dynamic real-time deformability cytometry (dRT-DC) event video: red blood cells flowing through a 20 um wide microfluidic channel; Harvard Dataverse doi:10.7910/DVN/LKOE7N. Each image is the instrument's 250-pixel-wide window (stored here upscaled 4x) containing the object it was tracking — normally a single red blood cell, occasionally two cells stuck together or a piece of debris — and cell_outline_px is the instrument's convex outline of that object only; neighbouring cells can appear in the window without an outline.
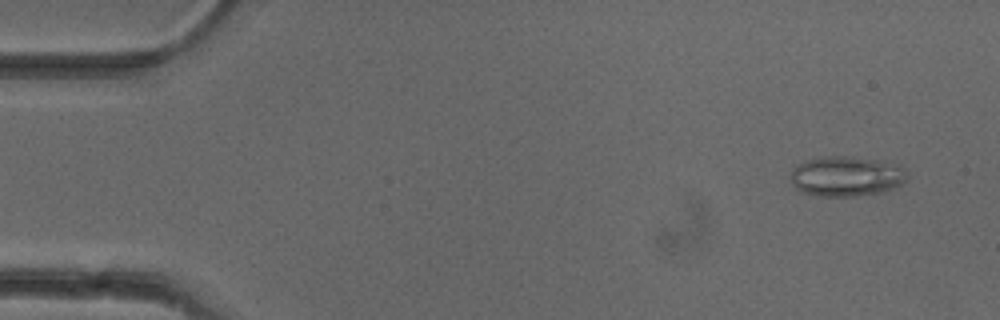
{"species": "common noctule bat (a hibernating species)", "species_latin": "Nyctalus noctula", "temperature_condition": "cold", "stored_images_in_passage": 52, "camera_frame_rate_fps": 3000, "um_per_image_px": 0.085, "animal": {"sex": "female"}, "frame": {"image": 1, "passage_image": 4, "time_ms": 1.0, "image_size_px": [1000, 320], "cell_outline_px": [[908, 180], [892, 188], [880, 192], [852, 196], [816, 196], [800, 192], [792, 184], [792, 168], [796, 164], [808, 160], [828, 156], [852, 156], [876, 160], [900, 168], [908, 172]], "centroid_in_image_um": [71.88, 14.99], "position_along_channel_um": 13.1, "area_um2": 26.88}}
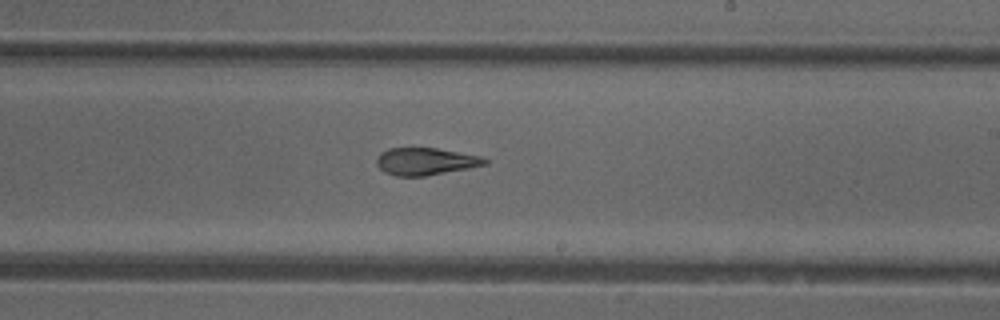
{"frame": {"image": 2, "passage_image": 31, "time_ms": 10.0, "image_size_px": [1000, 320], "cell_outline_px": [[488, 164], [468, 168], [424, 176], [396, 176], [384, 172], [376, 164], [376, 156], [380, 152], [388, 148], [436, 148], [480, 156], [488, 160]], "centroid_in_image_um": [36.13, 13.72], "position_along_channel_um": 252.9, "area_um2": 17.17}}
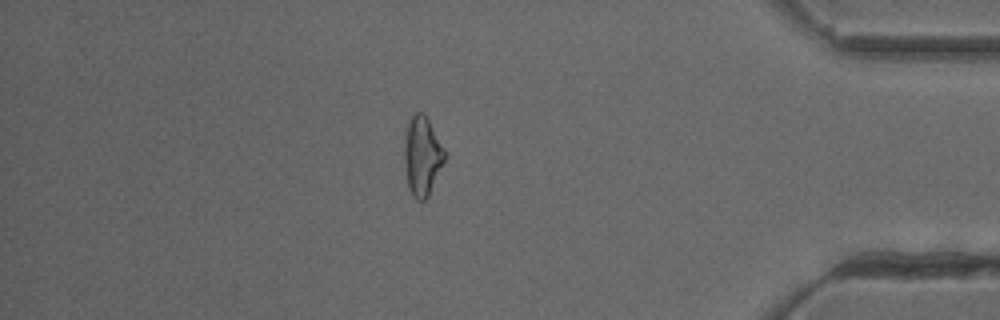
{"frame": {"image": 3, "passage_image": 45, "time_ms": 14.667, "image_size_px": [1000, 320], "cell_outline_px": [[444, 160], [428, 196], [424, 200], [416, 200], [412, 196], [408, 188], [404, 168], [404, 148], [408, 120], [416, 112], [424, 112], [444, 148]], "centroid_in_image_um": [35.85, 13.26], "position_along_channel_um": 399.3, "area_um2": 18.44}, "authors_computed_cell_mechanics": {"area_um2": 18.9584, "velocity_mm_per_s": 3.9681, "shape_relaxation_time_tau1_ms": 8.4126, "shape_relaxation_time_tau2_ms": 1.9991, "deformation_change_tau1": 0.1907, "deformation_change_tau2": 0.0955}}